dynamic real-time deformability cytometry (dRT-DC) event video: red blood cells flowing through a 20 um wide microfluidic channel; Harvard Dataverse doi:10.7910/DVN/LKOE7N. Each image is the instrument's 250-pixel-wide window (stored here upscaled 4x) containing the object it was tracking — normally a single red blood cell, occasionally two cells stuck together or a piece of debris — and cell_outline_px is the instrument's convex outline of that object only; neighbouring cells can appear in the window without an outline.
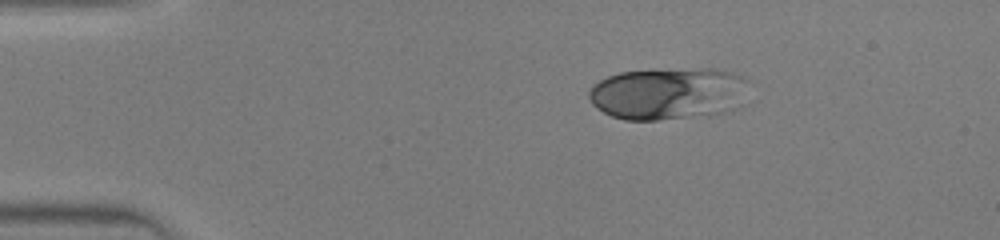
{"species": "human", "species_latin": "Homo sapiens", "temperature_condition": "warm", "stored_images_in_passage": 37, "camera_frame_rate_fps": 3000, "um_per_image_px": 0.085, "donor": {"sex": "male"}, "frame": {"image": 1, "passage_image": 1, "time_ms": 0.0, "image_size_px": [1000, 240], "cell_outline_px": [[748, 80], [736, 108], [724, 112], [660, 120], [624, 120], [612, 116], [596, 108], [592, 104], [588, 96], [588, 92], [600, 80], [608, 76], [620, 72], [704, 68], [712, 68], [744, 76]], "centroid_in_image_um": [56.75, 7.95], "position_along_channel_um": 28.3, "area_um2": 47.97}}
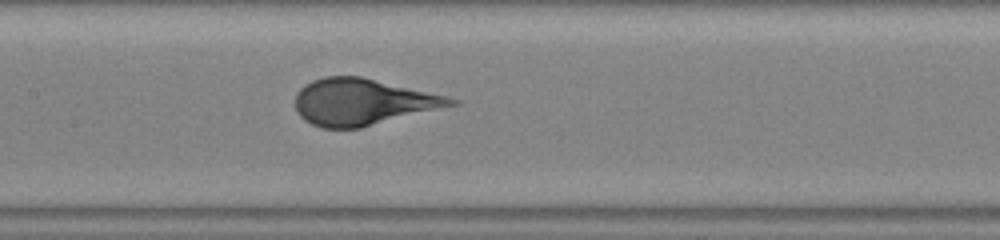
{"frame": {"image": 2, "passage_image": 15, "time_ms": 4.667, "image_size_px": [1000, 240], "cell_outline_px": [[460, 104], [360, 128], [324, 128], [312, 124], [304, 120], [296, 112], [296, 92], [304, 84], [312, 80], [324, 76], [360, 76], [448, 96], [460, 100]], "centroid_in_image_um": [30.83, 8.66], "position_along_channel_um": 176.6, "area_um2": 42.25}}
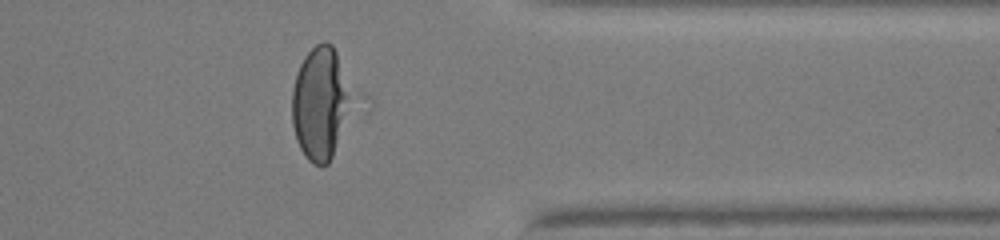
{"frame": {"image": 3, "passage_image": 29, "time_ms": 9.333, "image_size_px": [1000, 240], "cell_outline_px": [[348, 96], [332, 156], [328, 164], [320, 168], [312, 164], [308, 160], [300, 148], [296, 140], [292, 124], [292, 88], [300, 64], [304, 56], [316, 44], [324, 40], [332, 44], [336, 52], [348, 92]], "centroid_in_image_um": [27.09, 8.78], "position_along_channel_um": 384.3, "area_um2": 36.99}}